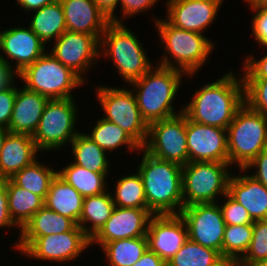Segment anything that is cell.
Segmentation results:
<instances>
[{
  "instance_id": "cell-1",
  "label": "cell",
  "mask_w": 267,
  "mask_h": 266,
  "mask_svg": "<svg viewBox=\"0 0 267 266\" xmlns=\"http://www.w3.org/2000/svg\"><path fill=\"white\" fill-rule=\"evenodd\" d=\"M214 82L198 88L183 105V114L199 124L227 129L237 110L245 103L242 76L233 69ZM236 73V74H235Z\"/></svg>"
},
{
  "instance_id": "cell-2",
  "label": "cell",
  "mask_w": 267,
  "mask_h": 266,
  "mask_svg": "<svg viewBox=\"0 0 267 266\" xmlns=\"http://www.w3.org/2000/svg\"><path fill=\"white\" fill-rule=\"evenodd\" d=\"M155 65L142 77L128 84L135 95L141 116L148 125L183 113V107L175 110L173 101H176L181 89L183 76L184 79L195 76L175 68Z\"/></svg>"
},
{
  "instance_id": "cell-3",
  "label": "cell",
  "mask_w": 267,
  "mask_h": 266,
  "mask_svg": "<svg viewBox=\"0 0 267 266\" xmlns=\"http://www.w3.org/2000/svg\"><path fill=\"white\" fill-rule=\"evenodd\" d=\"M142 159L137 166L147 202L153 215L180 214L183 208L182 166L156 158L140 151Z\"/></svg>"
},
{
  "instance_id": "cell-4",
  "label": "cell",
  "mask_w": 267,
  "mask_h": 266,
  "mask_svg": "<svg viewBox=\"0 0 267 266\" xmlns=\"http://www.w3.org/2000/svg\"><path fill=\"white\" fill-rule=\"evenodd\" d=\"M157 29L160 47L164 49L157 64L175 68L187 75L196 74L202 70L210 54L216 47L214 39L194 31H187L171 25L163 17H152Z\"/></svg>"
},
{
  "instance_id": "cell-5",
  "label": "cell",
  "mask_w": 267,
  "mask_h": 266,
  "mask_svg": "<svg viewBox=\"0 0 267 266\" xmlns=\"http://www.w3.org/2000/svg\"><path fill=\"white\" fill-rule=\"evenodd\" d=\"M133 32L125 23L110 22L100 39V56L112 61L116 74L126 85L142 77L157 62L148 58L145 45Z\"/></svg>"
},
{
  "instance_id": "cell-6",
  "label": "cell",
  "mask_w": 267,
  "mask_h": 266,
  "mask_svg": "<svg viewBox=\"0 0 267 266\" xmlns=\"http://www.w3.org/2000/svg\"><path fill=\"white\" fill-rule=\"evenodd\" d=\"M228 162L238 169L267 148V117L244 103L226 129Z\"/></svg>"
},
{
  "instance_id": "cell-7",
  "label": "cell",
  "mask_w": 267,
  "mask_h": 266,
  "mask_svg": "<svg viewBox=\"0 0 267 266\" xmlns=\"http://www.w3.org/2000/svg\"><path fill=\"white\" fill-rule=\"evenodd\" d=\"M26 89L48 99L75 98V89L85 82L70 68L64 66L48 50L17 75ZM73 94V95H72Z\"/></svg>"
},
{
  "instance_id": "cell-8",
  "label": "cell",
  "mask_w": 267,
  "mask_h": 266,
  "mask_svg": "<svg viewBox=\"0 0 267 266\" xmlns=\"http://www.w3.org/2000/svg\"><path fill=\"white\" fill-rule=\"evenodd\" d=\"M79 105L74 98L49 99L44 107L39 125L32 138L40 152L62 150L81 131L76 129ZM57 149V150H56Z\"/></svg>"
},
{
  "instance_id": "cell-9",
  "label": "cell",
  "mask_w": 267,
  "mask_h": 266,
  "mask_svg": "<svg viewBox=\"0 0 267 266\" xmlns=\"http://www.w3.org/2000/svg\"><path fill=\"white\" fill-rule=\"evenodd\" d=\"M231 168L229 162L205 161L182 166L183 207L217 203L228 193Z\"/></svg>"
},
{
  "instance_id": "cell-10",
  "label": "cell",
  "mask_w": 267,
  "mask_h": 266,
  "mask_svg": "<svg viewBox=\"0 0 267 266\" xmlns=\"http://www.w3.org/2000/svg\"><path fill=\"white\" fill-rule=\"evenodd\" d=\"M11 247L31 260L49 261L54 264L71 263L93 248L90 238L77 225L73 230L42 237H19ZM91 246V247H90Z\"/></svg>"
},
{
  "instance_id": "cell-11",
  "label": "cell",
  "mask_w": 267,
  "mask_h": 266,
  "mask_svg": "<svg viewBox=\"0 0 267 266\" xmlns=\"http://www.w3.org/2000/svg\"><path fill=\"white\" fill-rule=\"evenodd\" d=\"M123 86L119 88L99 84L95 87L96 100H99L104 111L101 118L118 125L143 147L148 137L149 125L141 116L131 88L128 85Z\"/></svg>"
},
{
  "instance_id": "cell-12",
  "label": "cell",
  "mask_w": 267,
  "mask_h": 266,
  "mask_svg": "<svg viewBox=\"0 0 267 266\" xmlns=\"http://www.w3.org/2000/svg\"><path fill=\"white\" fill-rule=\"evenodd\" d=\"M186 128L187 117L183 113L152 122L142 148L156 158L184 166L188 163Z\"/></svg>"
},
{
  "instance_id": "cell-13",
  "label": "cell",
  "mask_w": 267,
  "mask_h": 266,
  "mask_svg": "<svg viewBox=\"0 0 267 266\" xmlns=\"http://www.w3.org/2000/svg\"><path fill=\"white\" fill-rule=\"evenodd\" d=\"M100 39L101 36L66 30L53 42L49 52L86 83L85 75L101 58Z\"/></svg>"
},
{
  "instance_id": "cell-14",
  "label": "cell",
  "mask_w": 267,
  "mask_h": 266,
  "mask_svg": "<svg viewBox=\"0 0 267 266\" xmlns=\"http://www.w3.org/2000/svg\"><path fill=\"white\" fill-rule=\"evenodd\" d=\"M188 231V239L222 256V241L226 223L218 203L185 206L180 212Z\"/></svg>"
},
{
  "instance_id": "cell-15",
  "label": "cell",
  "mask_w": 267,
  "mask_h": 266,
  "mask_svg": "<svg viewBox=\"0 0 267 266\" xmlns=\"http://www.w3.org/2000/svg\"><path fill=\"white\" fill-rule=\"evenodd\" d=\"M18 26L0 30V57L16 76L50 49L28 25Z\"/></svg>"
},
{
  "instance_id": "cell-16",
  "label": "cell",
  "mask_w": 267,
  "mask_h": 266,
  "mask_svg": "<svg viewBox=\"0 0 267 266\" xmlns=\"http://www.w3.org/2000/svg\"><path fill=\"white\" fill-rule=\"evenodd\" d=\"M225 0H166L165 19L173 26L204 34Z\"/></svg>"
},
{
  "instance_id": "cell-17",
  "label": "cell",
  "mask_w": 267,
  "mask_h": 266,
  "mask_svg": "<svg viewBox=\"0 0 267 266\" xmlns=\"http://www.w3.org/2000/svg\"><path fill=\"white\" fill-rule=\"evenodd\" d=\"M148 249L166 264L188 240V231L180 214L153 215L146 234Z\"/></svg>"
},
{
  "instance_id": "cell-18",
  "label": "cell",
  "mask_w": 267,
  "mask_h": 266,
  "mask_svg": "<svg viewBox=\"0 0 267 266\" xmlns=\"http://www.w3.org/2000/svg\"><path fill=\"white\" fill-rule=\"evenodd\" d=\"M188 162H228L227 131L187 118Z\"/></svg>"
},
{
  "instance_id": "cell-19",
  "label": "cell",
  "mask_w": 267,
  "mask_h": 266,
  "mask_svg": "<svg viewBox=\"0 0 267 266\" xmlns=\"http://www.w3.org/2000/svg\"><path fill=\"white\" fill-rule=\"evenodd\" d=\"M152 216L148 209L115 207L111 217L90 239V244L101 247L115 240L146 237Z\"/></svg>"
},
{
  "instance_id": "cell-20",
  "label": "cell",
  "mask_w": 267,
  "mask_h": 266,
  "mask_svg": "<svg viewBox=\"0 0 267 266\" xmlns=\"http://www.w3.org/2000/svg\"><path fill=\"white\" fill-rule=\"evenodd\" d=\"M228 183V194L247 211L253 221L267 220V187L256 180L246 169H238ZM241 173V174H240Z\"/></svg>"
},
{
  "instance_id": "cell-21",
  "label": "cell",
  "mask_w": 267,
  "mask_h": 266,
  "mask_svg": "<svg viewBox=\"0 0 267 266\" xmlns=\"http://www.w3.org/2000/svg\"><path fill=\"white\" fill-rule=\"evenodd\" d=\"M60 2L68 31L102 36L111 22L93 0H60Z\"/></svg>"
},
{
  "instance_id": "cell-22",
  "label": "cell",
  "mask_w": 267,
  "mask_h": 266,
  "mask_svg": "<svg viewBox=\"0 0 267 266\" xmlns=\"http://www.w3.org/2000/svg\"><path fill=\"white\" fill-rule=\"evenodd\" d=\"M39 153L32 136L8 132L0 151V179L12 178L38 159Z\"/></svg>"
},
{
  "instance_id": "cell-23",
  "label": "cell",
  "mask_w": 267,
  "mask_h": 266,
  "mask_svg": "<svg viewBox=\"0 0 267 266\" xmlns=\"http://www.w3.org/2000/svg\"><path fill=\"white\" fill-rule=\"evenodd\" d=\"M18 84L8 130L11 133L33 136L49 99L37 92L26 89L24 86H20V88Z\"/></svg>"
},
{
  "instance_id": "cell-24",
  "label": "cell",
  "mask_w": 267,
  "mask_h": 266,
  "mask_svg": "<svg viewBox=\"0 0 267 266\" xmlns=\"http://www.w3.org/2000/svg\"><path fill=\"white\" fill-rule=\"evenodd\" d=\"M84 197L58 174L50 183L45 199V206L72 219L77 225L82 213Z\"/></svg>"
},
{
  "instance_id": "cell-25",
  "label": "cell",
  "mask_w": 267,
  "mask_h": 266,
  "mask_svg": "<svg viewBox=\"0 0 267 266\" xmlns=\"http://www.w3.org/2000/svg\"><path fill=\"white\" fill-rule=\"evenodd\" d=\"M32 12L33 16L28 26L46 46L48 42L53 43L67 30L60 0H55Z\"/></svg>"
},
{
  "instance_id": "cell-26",
  "label": "cell",
  "mask_w": 267,
  "mask_h": 266,
  "mask_svg": "<svg viewBox=\"0 0 267 266\" xmlns=\"http://www.w3.org/2000/svg\"><path fill=\"white\" fill-rule=\"evenodd\" d=\"M95 121L90 131L85 134L105 152L111 154L116 149L120 150L121 146H126L127 153L138 152L136 156L140 153L142 147L118 125L100 117Z\"/></svg>"
},
{
  "instance_id": "cell-27",
  "label": "cell",
  "mask_w": 267,
  "mask_h": 266,
  "mask_svg": "<svg viewBox=\"0 0 267 266\" xmlns=\"http://www.w3.org/2000/svg\"><path fill=\"white\" fill-rule=\"evenodd\" d=\"M69 162L63 168L58 169L57 174L84 198L102 194L109 189V181H106L109 173H97L74 164L72 161Z\"/></svg>"
},
{
  "instance_id": "cell-28",
  "label": "cell",
  "mask_w": 267,
  "mask_h": 266,
  "mask_svg": "<svg viewBox=\"0 0 267 266\" xmlns=\"http://www.w3.org/2000/svg\"><path fill=\"white\" fill-rule=\"evenodd\" d=\"M98 195L85 197L83 199L82 213L78 226L91 239L111 217L115 208L111 191Z\"/></svg>"
},
{
  "instance_id": "cell-29",
  "label": "cell",
  "mask_w": 267,
  "mask_h": 266,
  "mask_svg": "<svg viewBox=\"0 0 267 266\" xmlns=\"http://www.w3.org/2000/svg\"><path fill=\"white\" fill-rule=\"evenodd\" d=\"M10 217L22 229L44 205L45 200L32 192L17 186L11 179H5Z\"/></svg>"
},
{
  "instance_id": "cell-30",
  "label": "cell",
  "mask_w": 267,
  "mask_h": 266,
  "mask_svg": "<svg viewBox=\"0 0 267 266\" xmlns=\"http://www.w3.org/2000/svg\"><path fill=\"white\" fill-rule=\"evenodd\" d=\"M72 162L97 173H110V158L107 152L92 141L85 132H79L70 143Z\"/></svg>"
},
{
  "instance_id": "cell-31",
  "label": "cell",
  "mask_w": 267,
  "mask_h": 266,
  "mask_svg": "<svg viewBox=\"0 0 267 266\" xmlns=\"http://www.w3.org/2000/svg\"><path fill=\"white\" fill-rule=\"evenodd\" d=\"M77 224L45 205L21 229L20 237H42L73 230Z\"/></svg>"
},
{
  "instance_id": "cell-32",
  "label": "cell",
  "mask_w": 267,
  "mask_h": 266,
  "mask_svg": "<svg viewBox=\"0 0 267 266\" xmlns=\"http://www.w3.org/2000/svg\"><path fill=\"white\" fill-rule=\"evenodd\" d=\"M108 266H132L148 249L146 237L126 238L100 247Z\"/></svg>"
},
{
  "instance_id": "cell-33",
  "label": "cell",
  "mask_w": 267,
  "mask_h": 266,
  "mask_svg": "<svg viewBox=\"0 0 267 266\" xmlns=\"http://www.w3.org/2000/svg\"><path fill=\"white\" fill-rule=\"evenodd\" d=\"M36 159L31 165L24 167L10 178L17 186L46 199L49 186L57 175V169L49 167L50 164L41 163ZM55 169V170H54Z\"/></svg>"
},
{
  "instance_id": "cell-34",
  "label": "cell",
  "mask_w": 267,
  "mask_h": 266,
  "mask_svg": "<svg viewBox=\"0 0 267 266\" xmlns=\"http://www.w3.org/2000/svg\"><path fill=\"white\" fill-rule=\"evenodd\" d=\"M136 172V173H135ZM122 174L110 192L115 207L148 209L142 179L137 171Z\"/></svg>"
},
{
  "instance_id": "cell-35",
  "label": "cell",
  "mask_w": 267,
  "mask_h": 266,
  "mask_svg": "<svg viewBox=\"0 0 267 266\" xmlns=\"http://www.w3.org/2000/svg\"><path fill=\"white\" fill-rule=\"evenodd\" d=\"M221 254L188 239L167 263V266H222Z\"/></svg>"
},
{
  "instance_id": "cell-36",
  "label": "cell",
  "mask_w": 267,
  "mask_h": 266,
  "mask_svg": "<svg viewBox=\"0 0 267 266\" xmlns=\"http://www.w3.org/2000/svg\"><path fill=\"white\" fill-rule=\"evenodd\" d=\"M253 236V223L226 225L222 241V258L238 262L246 253Z\"/></svg>"
},
{
  "instance_id": "cell-37",
  "label": "cell",
  "mask_w": 267,
  "mask_h": 266,
  "mask_svg": "<svg viewBox=\"0 0 267 266\" xmlns=\"http://www.w3.org/2000/svg\"><path fill=\"white\" fill-rule=\"evenodd\" d=\"M267 257V220L253 223V236L245 255L238 261L245 266H255Z\"/></svg>"
},
{
  "instance_id": "cell-38",
  "label": "cell",
  "mask_w": 267,
  "mask_h": 266,
  "mask_svg": "<svg viewBox=\"0 0 267 266\" xmlns=\"http://www.w3.org/2000/svg\"><path fill=\"white\" fill-rule=\"evenodd\" d=\"M245 103L267 117V79L243 80Z\"/></svg>"
},
{
  "instance_id": "cell-39",
  "label": "cell",
  "mask_w": 267,
  "mask_h": 266,
  "mask_svg": "<svg viewBox=\"0 0 267 266\" xmlns=\"http://www.w3.org/2000/svg\"><path fill=\"white\" fill-rule=\"evenodd\" d=\"M223 199L224 202L219 200L217 203H219L222 217L226 225H243L254 223L249 216L248 211L241 204L235 201L228 193Z\"/></svg>"
},
{
  "instance_id": "cell-40",
  "label": "cell",
  "mask_w": 267,
  "mask_h": 266,
  "mask_svg": "<svg viewBox=\"0 0 267 266\" xmlns=\"http://www.w3.org/2000/svg\"><path fill=\"white\" fill-rule=\"evenodd\" d=\"M250 7V8H249ZM252 12L251 36L263 50H267V7L248 6Z\"/></svg>"
},
{
  "instance_id": "cell-41",
  "label": "cell",
  "mask_w": 267,
  "mask_h": 266,
  "mask_svg": "<svg viewBox=\"0 0 267 266\" xmlns=\"http://www.w3.org/2000/svg\"><path fill=\"white\" fill-rule=\"evenodd\" d=\"M264 52V53H263ZM263 56L259 59L252 54L246 55L243 59L241 71L243 80H261L267 79V52L264 50ZM266 52V53H265Z\"/></svg>"
},
{
  "instance_id": "cell-42",
  "label": "cell",
  "mask_w": 267,
  "mask_h": 266,
  "mask_svg": "<svg viewBox=\"0 0 267 266\" xmlns=\"http://www.w3.org/2000/svg\"><path fill=\"white\" fill-rule=\"evenodd\" d=\"M17 82L16 77L10 84L0 89V127L9 128L17 94Z\"/></svg>"
},
{
  "instance_id": "cell-43",
  "label": "cell",
  "mask_w": 267,
  "mask_h": 266,
  "mask_svg": "<svg viewBox=\"0 0 267 266\" xmlns=\"http://www.w3.org/2000/svg\"><path fill=\"white\" fill-rule=\"evenodd\" d=\"M160 0H119L120 15L116 16V23H126V20L135 17L139 13L148 12L155 7ZM129 17V18H128ZM122 18V19H121Z\"/></svg>"
},
{
  "instance_id": "cell-44",
  "label": "cell",
  "mask_w": 267,
  "mask_h": 266,
  "mask_svg": "<svg viewBox=\"0 0 267 266\" xmlns=\"http://www.w3.org/2000/svg\"><path fill=\"white\" fill-rule=\"evenodd\" d=\"M0 228H6L8 229H18L19 237L21 233V229L13 222V220L10 217V212H9V206H8V197H7V190H6V185H5V180L0 179Z\"/></svg>"
},
{
  "instance_id": "cell-45",
  "label": "cell",
  "mask_w": 267,
  "mask_h": 266,
  "mask_svg": "<svg viewBox=\"0 0 267 266\" xmlns=\"http://www.w3.org/2000/svg\"><path fill=\"white\" fill-rule=\"evenodd\" d=\"M255 170H253V169ZM247 173L252 170L253 173H249L256 180L267 187V148L264 149L259 155H257L247 167H245Z\"/></svg>"
},
{
  "instance_id": "cell-46",
  "label": "cell",
  "mask_w": 267,
  "mask_h": 266,
  "mask_svg": "<svg viewBox=\"0 0 267 266\" xmlns=\"http://www.w3.org/2000/svg\"><path fill=\"white\" fill-rule=\"evenodd\" d=\"M93 1L108 16L111 22L116 23V16L118 13L116 12V9L119 8V0H93Z\"/></svg>"
},
{
  "instance_id": "cell-47",
  "label": "cell",
  "mask_w": 267,
  "mask_h": 266,
  "mask_svg": "<svg viewBox=\"0 0 267 266\" xmlns=\"http://www.w3.org/2000/svg\"><path fill=\"white\" fill-rule=\"evenodd\" d=\"M132 266H167V264L156 253L147 249L141 258Z\"/></svg>"
},
{
  "instance_id": "cell-48",
  "label": "cell",
  "mask_w": 267,
  "mask_h": 266,
  "mask_svg": "<svg viewBox=\"0 0 267 266\" xmlns=\"http://www.w3.org/2000/svg\"><path fill=\"white\" fill-rule=\"evenodd\" d=\"M17 6L20 7L21 10L28 13H32V11L40 9L45 5L52 3L55 0H14Z\"/></svg>"
},
{
  "instance_id": "cell-49",
  "label": "cell",
  "mask_w": 267,
  "mask_h": 266,
  "mask_svg": "<svg viewBox=\"0 0 267 266\" xmlns=\"http://www.w3.org/2000/svg\"><path fill=\"white\" fill-rule=\"evenodd\" d=\"M16 77L6 62L0 57V89L10 84Z\"/></svg>"
},
{
  "instance_id": "cell-50",
  "label": "cell",
  "mask_w": 267,
  "mask_h": 266,
  "mask_svg": "<svg viewBox=\"0 0 267 266\" xmlns=\"http://www.w3.org/2000/svg\"><path fill=\"white\" fill-rule=\"evenodd\" d=\"M248 6L267 7V0H244Z\"/></svg>"
},
{
  "instance_id": "cell-51",
  "label": "cell",
  "mask_w": 267,
  "mask_h": 266,
  "mask_svg": "<svg viewBox=\"0 0 267 266\" xmlns=\"http://www.w3.org/2000/svg\"><path fill=\"white\" fill-rule=\"evenodd\" d=\"M9 130L4 127H0V151L3 147L4 140L8 134Z\"/></svg>"
},
{
  "instance_id": "cell-52",
  "label": "cell",
  "mask_w": 267,
  "mask_h": 266,
  "mask_svg": "<svg viewBox=\"0 0 267 266\" xmlns=\"http://www.w3.org/2000/svg\"><path fill=\"white\" fill-rule=\"evenodd\" d=\"M222 266H245V265H242L240 262L226 261Z\"/></svg>"
},
{
  "instance_id": "cell-53",
  "label": "cell",
  "mask_w": 267,
  "mask_h": 266,
  "mask_svg": "<svg viewBox=\"0 0 267 266\" xmlns=\"http://www.w3.org/2000/svg\"><path fill=\"white\" fill-rule=\"evenodd\" d=\"M255 266H267V257L257 263Z\"/></svg>"
}]
</instances>
